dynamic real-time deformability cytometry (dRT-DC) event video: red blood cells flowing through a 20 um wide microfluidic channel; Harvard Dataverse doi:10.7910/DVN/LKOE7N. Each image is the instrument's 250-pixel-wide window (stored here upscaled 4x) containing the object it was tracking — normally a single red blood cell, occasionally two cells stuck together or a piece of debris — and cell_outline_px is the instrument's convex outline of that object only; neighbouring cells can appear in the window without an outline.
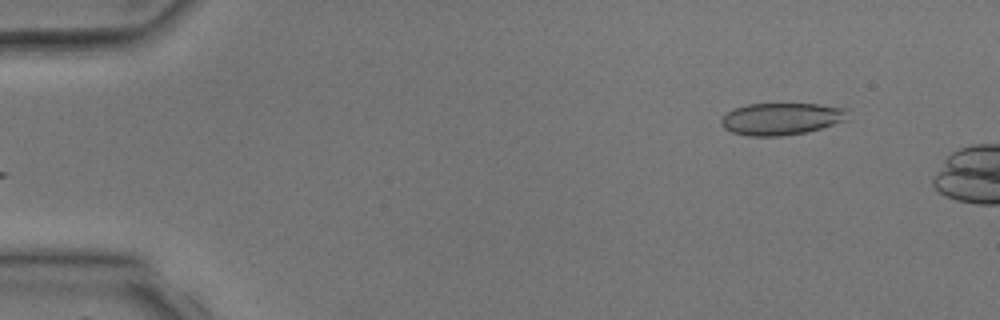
{"species": "common noctule bat (a hibernating species)", "species_latin": "Nyctalus noctula", "temperature_condition": "room temperature", "stored_images_in_passage": 2, "segment_of_instrument_passage": [2, 2], "camera_frame_rate_fps": 3000, "um_per_image_px": 0.085, "animal": {"sex": "male", "body_mass_g": 17.9, "forearm_length_mm": 54.2}, "frame": {"image": 1, "passage_image": 2, "time_ms": 2.0, "image_size_px": [1000, 320], "cell_outline_px": [[852, 108], [848, 120], [820, 128], [804, 132], [780, 136], [748, 136], [732, 132], [724, 128], [720, 124], [720, 120], [728, 112], [736, 108], [748, 104], [820, 104]], "centroid_in_image_um": [66.49, 10.09], "position_along_channel_um": 18.5, "area_um2": 23.87}}